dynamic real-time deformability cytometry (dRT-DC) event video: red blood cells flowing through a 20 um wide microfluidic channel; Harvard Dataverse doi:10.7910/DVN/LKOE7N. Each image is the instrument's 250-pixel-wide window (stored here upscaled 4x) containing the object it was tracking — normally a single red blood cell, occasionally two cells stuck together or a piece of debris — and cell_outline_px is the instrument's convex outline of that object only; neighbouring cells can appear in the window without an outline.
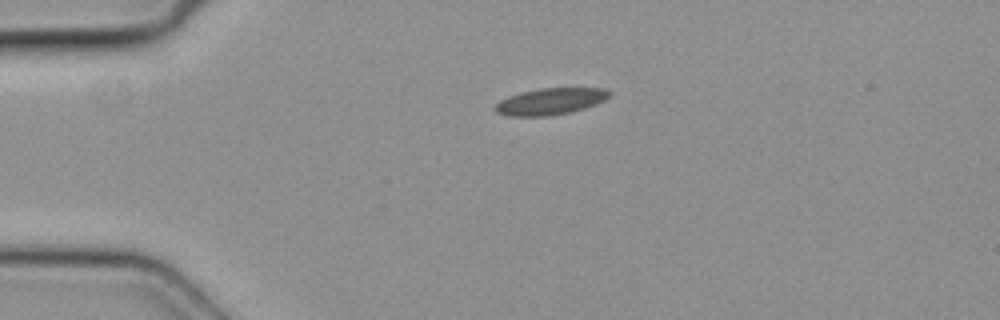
{"species": "common noctule bat (a hibernating species)", "species_latin": "Nyctalus noctula", "temperature_condition": "cold", "stored_images_in_passage": 3, "camera_frame_rate_fps": 3000, "um_per_image_px": 0.085, "animal": {"sex": "female", "body_mass_g": 19.3, "forearm_length_mm": 54.1}, "frame": {"image": 1, "passage_image": 1, "time_ms": 0.0, "image_size_px": [1000, 320], "cell_outline_px": [[612, 92], [604, 100], [596, 104], [572, 112], [548, 116], [508, 116], [496, 112], [496, 104], [500, 100], [508, 96], [540, 88], [604, 88]], "centroid_in_image_um": [46.8, 8.62], "position_along_channel_um": 38.2, "area_um2": 17.57}}
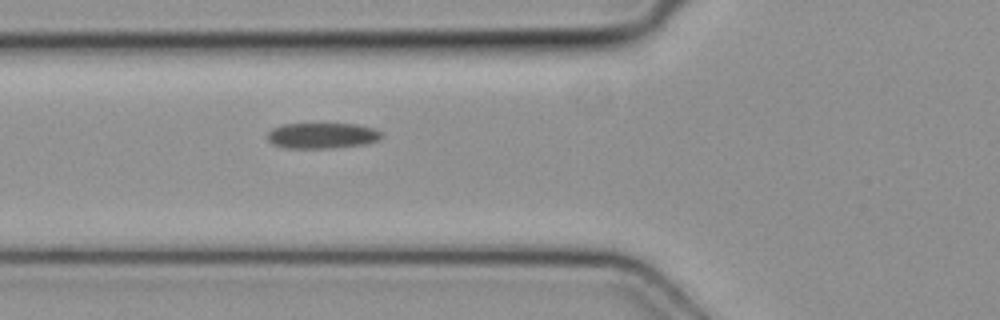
{"frame": {"image": 2, "passage_image": 3, "time_ms": 0.667, "image_size_px": [1000, 320], "cell_outline_px": [[384, 136], [380, 140], [368, 144], [332, 148], [284, 148], [272, 144], [268, 140], [268, 132], [272, 128], [284, 124], [356, 124], [372, 128], [384, 132]], "centroid_in_image_um": [27.43, 11.54], "position_along_channel_um": 98.4, "area_um2": 17.34}}